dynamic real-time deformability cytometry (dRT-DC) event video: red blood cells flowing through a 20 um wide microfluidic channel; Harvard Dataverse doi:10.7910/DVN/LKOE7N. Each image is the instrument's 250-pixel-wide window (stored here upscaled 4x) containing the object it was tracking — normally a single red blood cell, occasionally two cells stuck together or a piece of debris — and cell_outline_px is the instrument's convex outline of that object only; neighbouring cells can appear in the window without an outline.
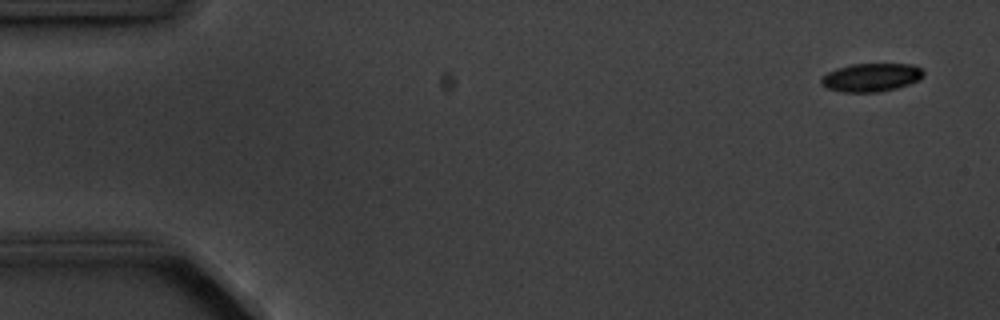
{"species": "common noctule bat (a hibernating species)", "species_latin": "Nyctalus noctula", "temperature_condition": "cold", "stored_images_in_passage": 4, "camera_frame_rate_fps": 3000, "um_per_image_px": 0.085, "animal": {"sex": "male", "body_mass_g": 20.1, "forearm_length_mm": 53.5}, "frame": {"image": 1, "passage_image": 1, "time_ms": 0.0, "image_size_px": [1000, 320], "cell_outline_px": [[924, 72], [920, 80], [896, 88], [876, 92], [840, 92], [828, 88], [820, 84], [820, 76], [836, 68], [852, 64], [912, 64], [920, 68]], "centroid_in_image_um": [74.01, 6.58], "position_along_channel_um": 11.0, "area_um2": 16.94}}